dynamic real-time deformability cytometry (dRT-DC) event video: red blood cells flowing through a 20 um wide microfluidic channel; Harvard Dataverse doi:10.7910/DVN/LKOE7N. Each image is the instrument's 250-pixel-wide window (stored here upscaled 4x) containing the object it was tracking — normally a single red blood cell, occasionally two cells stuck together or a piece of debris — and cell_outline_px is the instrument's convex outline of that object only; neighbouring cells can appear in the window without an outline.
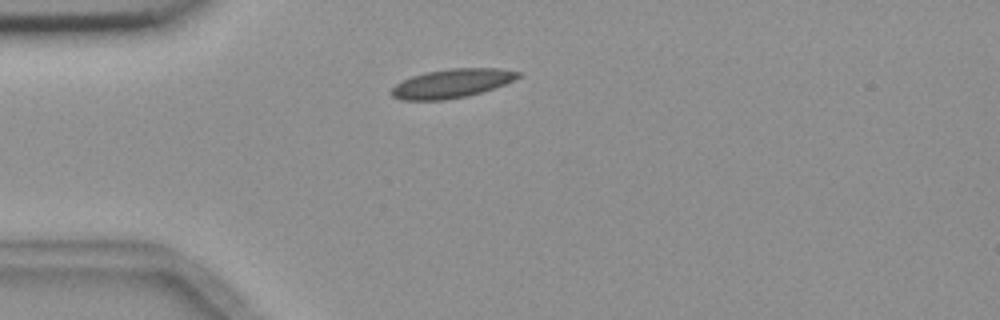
{"species": "common noctule bat (a hibernating species)", "species_latin": "Nyctalus noctula", "temperature_condition": "room temperature", "stored_images_in_passage": 2, "camera_frame_rate_fps": 3000, "um_per_image_px": 0.085, "animal": {"sex": "female", "body_mass_g": 18.4}, "frame": {"image": 1, "passage_image": 1, "time_ms": 0.0, "image_size_px": [1000, 320], "cell_outline_px": [[520, 76], [504, 84], [480, 92], [464, 96], [444, 100], [400, 100], [392, 96], [388, 92], [396, 84], [412, 76], [428, 72], [452, 68], [500, 68], [520, 72]], "centroid_in_image_um": [38.36, 7.09], "position_along_channel_um": 46.6, "area_um2": 20.98}}
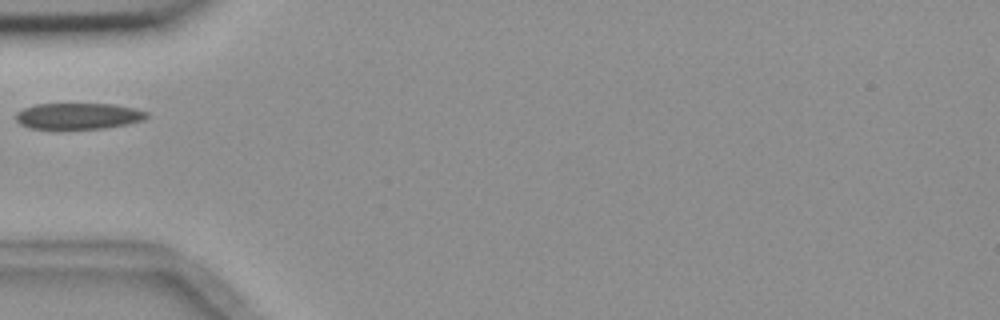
{"frame": {"image": 2, "passage_image": 2, "time_ms": 1.333, "image_size_px": [1000, 320], "cell_outline_px": [[148, 116], [144, 120], [128, 124], [104, 128], [32, 128], [20, 124], [16, 120], [16, 112], [24, 108], [36, 104], [116, 104], [136, 108], [148, 112]], "centroid_in_image_um": [6.7, 9.85], "position_along_channel_um": 78.3, "area_um2": 19.88}}